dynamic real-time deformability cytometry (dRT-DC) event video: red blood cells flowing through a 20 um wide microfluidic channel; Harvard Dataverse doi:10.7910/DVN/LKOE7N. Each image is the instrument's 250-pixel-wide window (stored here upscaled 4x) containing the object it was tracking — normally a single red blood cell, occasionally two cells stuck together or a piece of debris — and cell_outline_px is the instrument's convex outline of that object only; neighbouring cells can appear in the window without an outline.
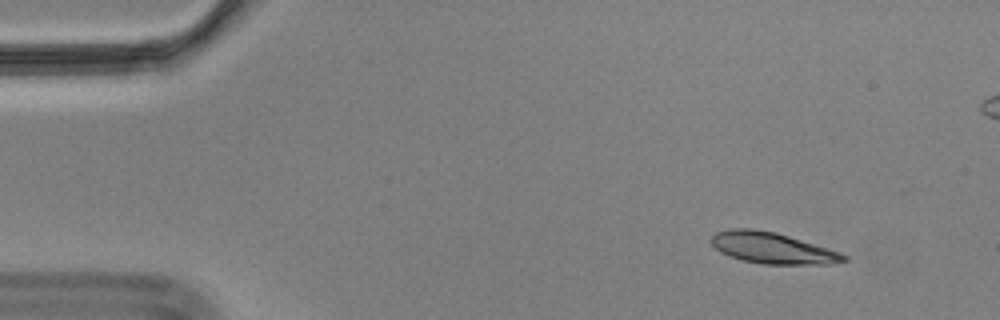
{"species": "Egyptian fruit bat (a non-hibernating species)", "species_latin": "Rousettus aegyptiacus", "temperature_condition": "cold", "stored_images_in_passage": 45, "camera_frame_rate_fps": 3000, "um_per_image_px": 0.085, "animal": {"sex": "male"}, "frame": {"image": 1, "passage_image": 1, "time_ms": 0.0, "image_size_px": [1000, 320], "cell_outline_px": [[848, 260], [828, 264], [764, 264], [744, 260], [720, 252], [712, 244], [712, 236], [716, 232], [728, 228], [752, 228], [776, 232], [840, 252], [848, 256]], "centroid_in_image_um": [65.65, 21.07], "position_along_channel_um": 19.3, "area_um2": 23.81}}
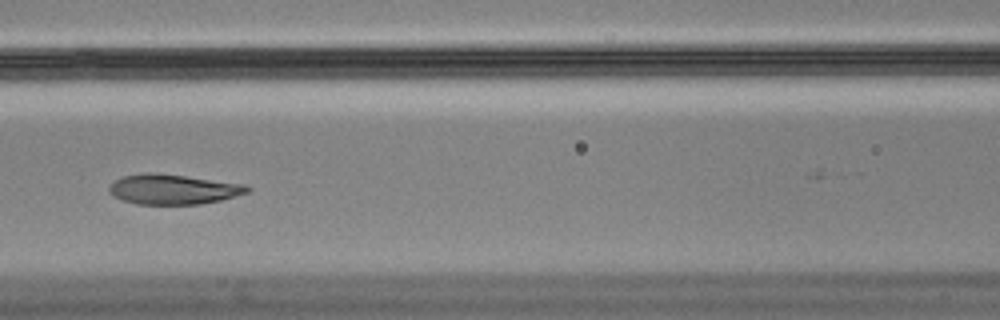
{"frame": {"image": 2, "passage_image": 20, "time_ms": 6.333, "image_size_px": [1000, 320], "cell_outline_px": [[252, 188], [248, 192], [220, 200], [200, 204], [136, 204], [112, 196], [108, 192], [108, 188], [116, 180], [124, 176], [148, 172], [184, 176], [244, 184]], "centroid_in_image_um": [14.7, 16.1], "position_along_channel_um": 151.9, "area_um2": 23.81}}
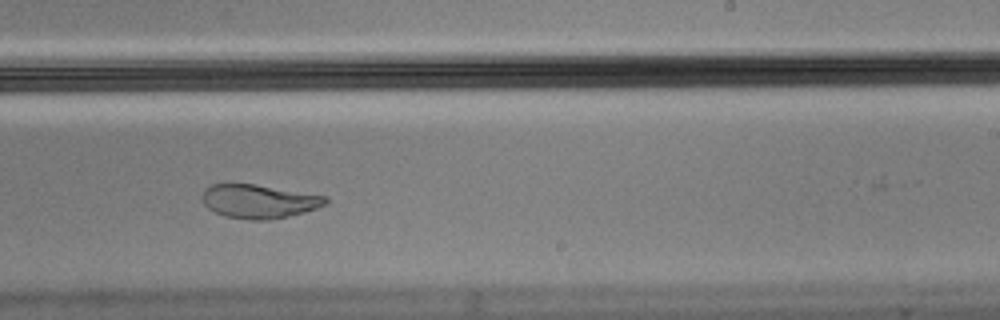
{"frame": {"image": 3, "passage_image": 30, "time_ms": 9.667, "image_size_px": [1000, 320], "cell_outline_px": [[328, 204], [304, 212], [272, 220], [248, 220], [224, 216], [208, 208], [204, 204], [204, 192], [212, 184], [256, 184], [328, 196]], "centroid_in_image_um": [22.07, 17.12], "position_along_channel_um": 266.9, "area_um2": 24.22}}